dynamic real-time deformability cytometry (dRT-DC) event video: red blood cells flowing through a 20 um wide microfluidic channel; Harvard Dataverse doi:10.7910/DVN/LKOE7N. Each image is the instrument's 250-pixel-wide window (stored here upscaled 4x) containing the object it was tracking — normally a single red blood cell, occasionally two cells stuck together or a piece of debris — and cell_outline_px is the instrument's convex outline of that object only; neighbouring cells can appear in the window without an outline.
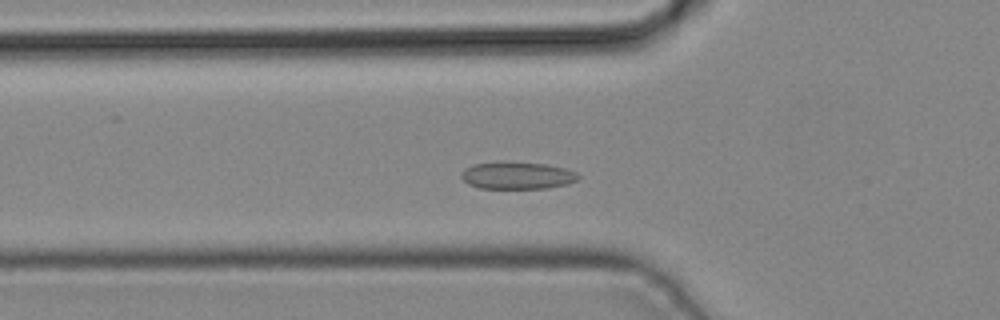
{"species": "common noctule bat (a hibernating species)", "species_latin": "Nyctalus noctula", "temperature_condition": "cold", "stored_images_in_passage": 41, "camera_frame_rate_fps": 3000, "um_per_image_px": 0.085, "animal": {"sex": "male", "body_mass_g": 19.2, "forearm_length_mm": 51.8}, "frame": {"image": 1, "passage_image": 11, "time_ms": 3.333, "image_size_px": [1000, 320], "cell_outline_px": [[580, 176], [576, 180], [568, 184], [548, 188], [480, 188], [468, 184], [460, 176], [460, 172], [464, 168], [472, 164], [544, 164], [564, 168], [576, 172]], "centroid_in_image_um": [43.96, 14.95], "position_along_channel_um": 81.8, "area_um2": 17.86}}
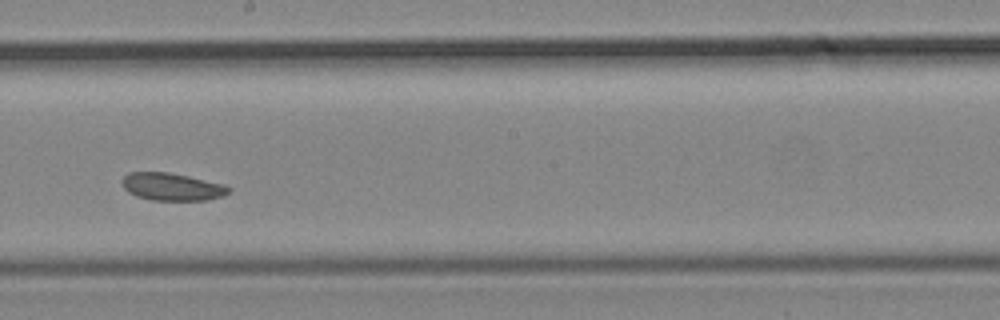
{"frame": {"image": 2, "passage_image": 21, "time_ms": 6.667, "image_size_px": [1000, 320], "cell_outline_px": [[232, 192], [208, 200], [152, 200], [136, 196], [128, 192], [124, 188], [120, 180], [128, 172], [168, 172], [188, 176], [224, 184], [232, 188]], "centroid_in_image_um": [14.61, 15.87], "position_along_channel_um": 233.6, "area_um2": 17.22}}
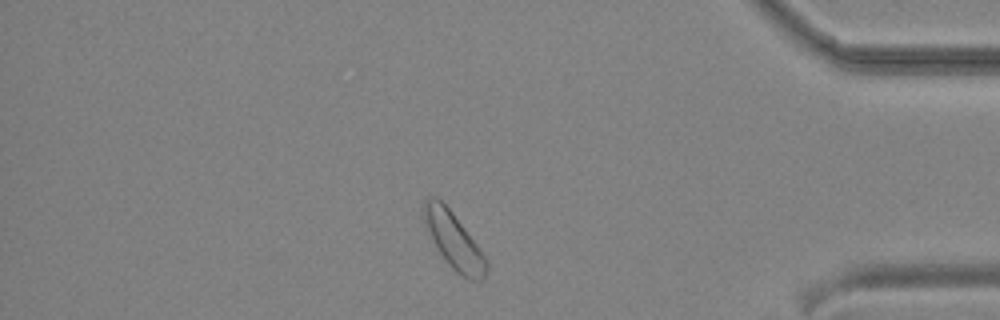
{"frame": {"image": 3, "passage_image": 34, "time_ms": 11.0, "image_size_px": [1000, 320], "cell_outline_px": [[488, 268], [484, 280], [468, 280], [460, 276], [448, 264], [440, 252], [424, 224], [424, 200], [428, 196], [436, 196], [452, 212], [480, 248], [488, 260]], "centroid_in_image_um": [38.61, 20.48], "position_along_channel_um": 396.6, "area_um2": 20.35}}